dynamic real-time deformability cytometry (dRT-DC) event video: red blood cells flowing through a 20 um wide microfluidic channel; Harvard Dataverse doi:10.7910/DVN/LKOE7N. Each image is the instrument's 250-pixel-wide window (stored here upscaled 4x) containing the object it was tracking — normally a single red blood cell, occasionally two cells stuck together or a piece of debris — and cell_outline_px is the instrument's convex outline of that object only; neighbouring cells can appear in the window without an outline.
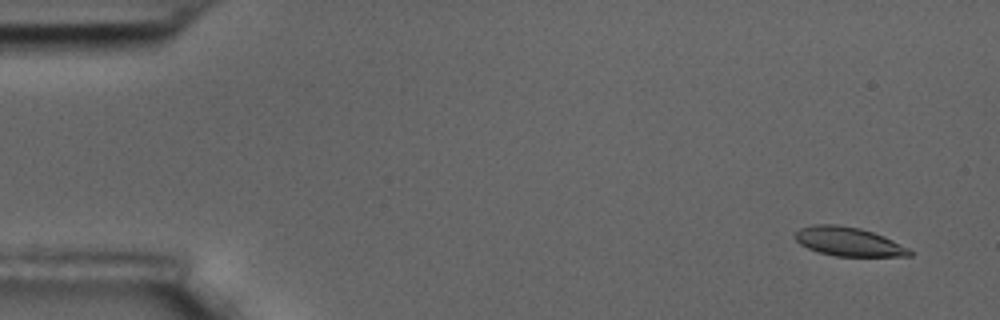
{"species": "common noctule bat (a hibernating species)", "species_latin": "Nyctalus noctula", "temperature_condition": "room temperature", "stored_images_in_passage": 6, "camera_frame_rate_fps": 3000, "um_per_image_px": 0.085, "animal": {"sex": "male", "body_mass_g": 17.5, "forearm_length_mm": 52.3}, "frame": {"image": 1, "passage_image": 1, "time_ms": 0.0, "image_size_px": [1000, 320], "cell_outline_px": [[912, 256], [836, 256], [820, 252], [808, 248], [800, 244], [792, 236], [800, 228], [812, 224], [836, 224], [860, 228], [884, 236], [908, 248], [912, 252]], "centroid_in_image_um": [72.09, 20.53], "position_along_channel_um": 12.9, "area_um2": 19.25}}
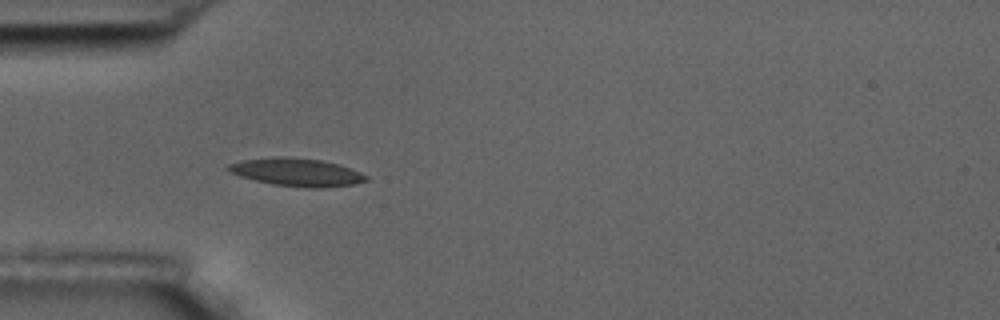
{"frame": {"image": 2, "passage_image": 5, "time_ms": 1.333, "image_size_px": [1000, 320], "cell_outline_px": [[368, 180], [356, 184], [320, 188], [308, 188], [272, 184], [240, 176], [224, 168], [228, 164], [240, 160], [276, 156], [288, 156], [320, 160], [340, 164], [360, 172], [368, 176]], "centroid_in_image_um": [25.23, 14.63], "position_along_channel_um": 59.8, "area_um2": 22.6}}